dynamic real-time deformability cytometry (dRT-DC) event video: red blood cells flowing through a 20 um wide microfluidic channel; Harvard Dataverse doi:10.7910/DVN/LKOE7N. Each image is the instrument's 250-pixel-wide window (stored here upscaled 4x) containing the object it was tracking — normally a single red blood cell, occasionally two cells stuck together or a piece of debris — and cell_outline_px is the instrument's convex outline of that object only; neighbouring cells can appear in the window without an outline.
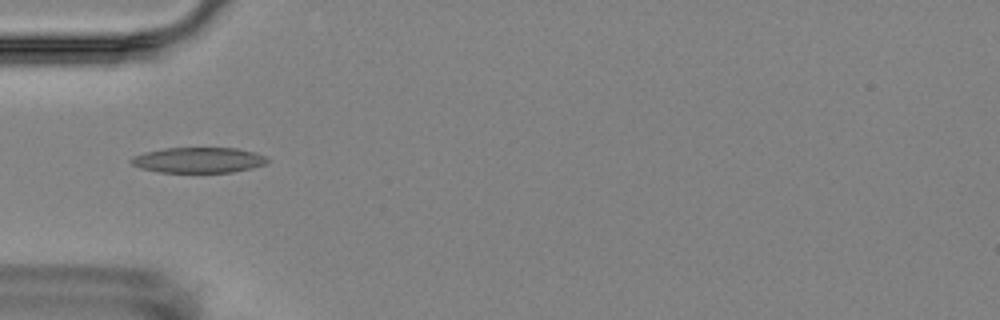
{"species": "Egyptian fruit bat (a non-hibernating species)", "species_latin": "Rousettus aegyptiacus", "temperature_condition": "room temperature", "stored_images_in_passage": 7, "camera_frame_rate_fps": 3000, "um_per_image_px": 0.085, "animal": {"sex": "female"}, "frame": {"image": 1, "passage_image": 5, "time_ms": 5.333, "image_size_px": [1000, 320], "cell_outline_px": [[268, 164], [252, 168], [232, 172], [160, 172], [140, 168], [132, 164], [128, 160], [132, 156], [144, 152], [164, 148], [236, 148], [256, 152], [268, 156]], "centroid_in_image_um": [16.89, 13.6], "position_along_channel_um": 68.1, "area_um2": 20.46}}
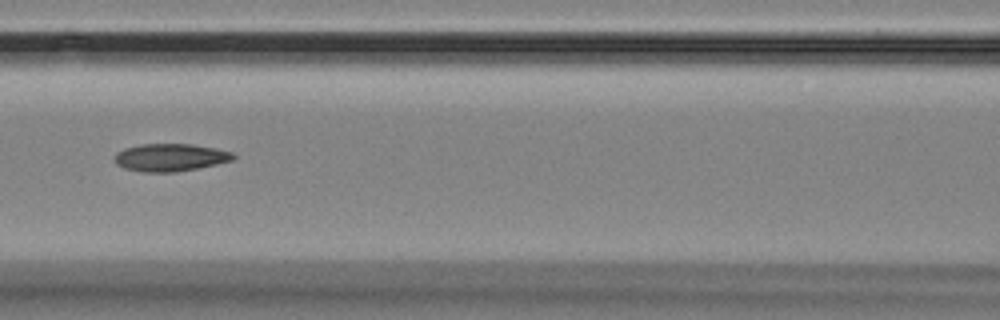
{"frame": {"image": 2, "passage_image": 7, "time_ms": 7.667, "image_size_px": [1000, 320], "cell_outline_px": [[236, 156], [232, 160], [200, 168], [176, 172], [140, 172], [124, 168], [116, 164], [112, 160], [112, 156], [116, 152], [124, 148], [140, 144], [192, 144], [216, 148], [232, 152]], "centroid_in_image_um": [14.42, 13.38], "position_along_channel_um": 152.2, "area_um2": 19.42}}